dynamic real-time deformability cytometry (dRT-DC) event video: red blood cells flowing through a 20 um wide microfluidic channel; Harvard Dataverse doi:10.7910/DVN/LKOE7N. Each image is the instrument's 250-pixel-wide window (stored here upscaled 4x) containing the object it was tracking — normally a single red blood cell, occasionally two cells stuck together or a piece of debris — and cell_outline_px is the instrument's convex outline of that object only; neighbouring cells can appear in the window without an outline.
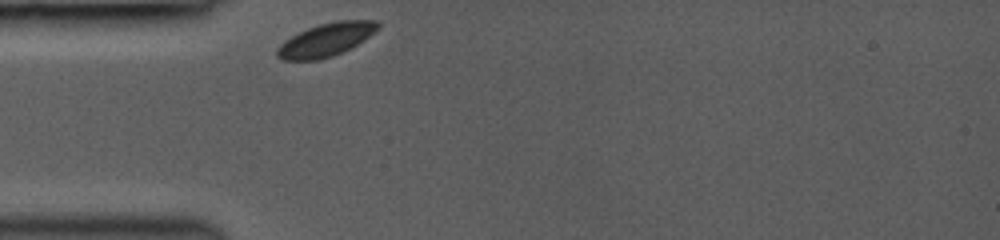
{"species": "common noctule bat (a hibernating species)", "species_latin": "Nyctalus noctula", "temperature_condition": "room temperature", "stored_images_in_passage": 18, "camera_frame_rate_fps": 3000, "um_per_image_px": 0.085, "animal": {"sex": "female", "body_mass_g": 19.0, "forearm_length_mm": 53.3}, "frame": {"image": 1, "passage_image": 1, "time_ms": 0.0, "image_size_px": [1000, 240], "cell_outline_px": [[380, 28], [364, 40], [352, 48], [332, 56], [316, 60], [280, 60], [276, 56], [276, 48], [284, 40], [308, 28], [320, 24], [336, 20], [376, 20], [380, 24]], "centroid_in_image_um": [27.72, 3.38], "position_along_channel_um": 57.3, "area_um2": 19.59}}
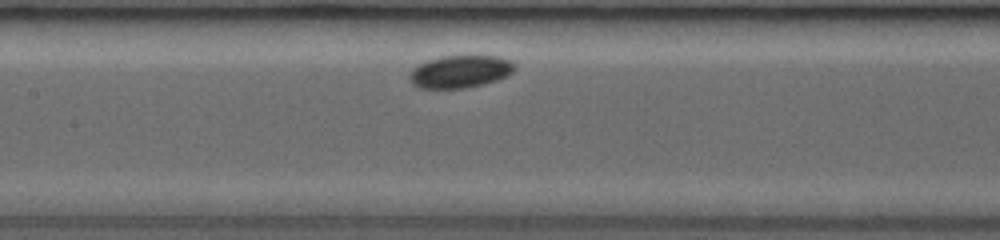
{"frame": {"image": 2, "passage_image": 7, "time_ms": 3.0, "image_size_px": [1000, 240], "cell_outline_px": [[516, 68], [508, 76], [484, 84], [464, 88], [416, 88], [412, 84], [408, 76], [408, 72], [416, 64], [440, 56], [500, 56], [512, 60], [516, 64]], "centroid_in_image_um": [39.1, 6.08], "position_along_channel_um": 168.3, "area_um2": 20.35}}
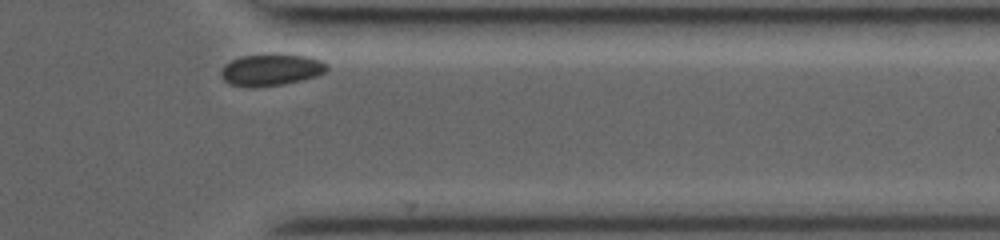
{"frame": {"image": 3, "passage_image": 18, "time_ms": 8.667, "image_size_px": [1000, 240], "cell_outline_px": [[328, 68], [324, 72], [316, 76], [284, 84], [252, 88], [232, 84], [224, 80], [220, 76], [220, 72], [224, 64], [240, 56], [308, 56], [320, 60], [328, 64]], "centroid_in_image_um": [23.01, 5.97], "position_along_channel_um": 388.4, "area_um2": 19.07}}